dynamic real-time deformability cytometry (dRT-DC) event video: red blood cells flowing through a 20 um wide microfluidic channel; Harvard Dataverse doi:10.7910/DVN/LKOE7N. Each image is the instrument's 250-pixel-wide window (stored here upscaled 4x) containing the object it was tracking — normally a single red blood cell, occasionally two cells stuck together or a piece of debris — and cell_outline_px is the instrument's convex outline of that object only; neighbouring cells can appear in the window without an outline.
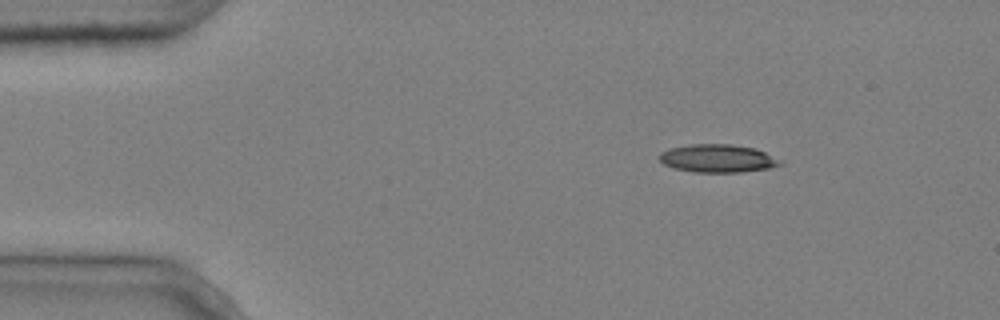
{"species": "common noctule bat (a hibernating species)", "species_latin": "Nyctalus noctula", "temperature_condition": "cold", "stored_images_in_passage": 3, "camera_frame_rate_fps": 3000, "um_per_image_px": 0.085, "animal": {"sex": "male", "body_mass_g": 20.4}, "frame": {"image": 1, "passage_image": 1, "time_ms": 0.0, "image_size_px": [1000, 320], "cell_outline_px": [[784, 164], [768, 168], [740, 172], [696, 172], [672, 168], [664, 164], [660, 160], [660, 152], [672, 148], [688, 144], [732, 144], [756, 148], [784, 160]], "centroid_in_image_um": [61.05, 13.46], "position_along_channel_um": 23.9, "area_um2": 19.88}}